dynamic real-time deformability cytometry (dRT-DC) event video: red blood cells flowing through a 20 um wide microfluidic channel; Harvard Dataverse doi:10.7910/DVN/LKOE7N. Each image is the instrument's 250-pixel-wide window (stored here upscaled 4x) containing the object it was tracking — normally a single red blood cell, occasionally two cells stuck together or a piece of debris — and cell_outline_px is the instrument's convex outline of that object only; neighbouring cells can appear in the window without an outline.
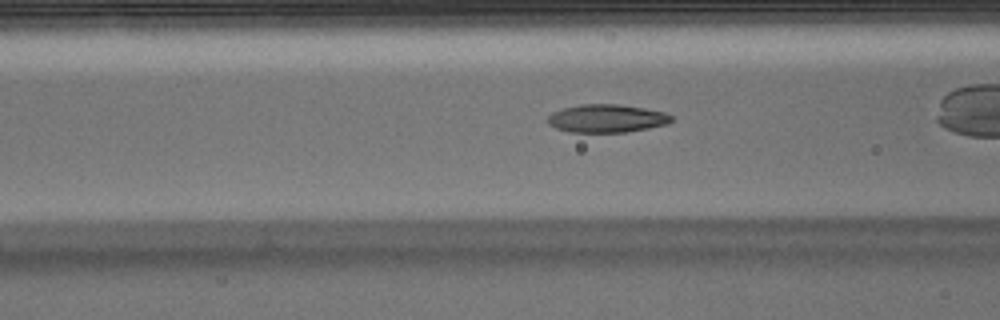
{"species": "Egyptian fruit bat (a non-hibernating species)", "species_latin": "Rousettus aegyptiacus", "temperature_condition": "warm", "stored_images_in_passage": 31, "camera_frame_rate_fps": 3000, "um_per_image_px": 0.085, "animal": {"sex": "male"}, "frame": {"image": 1, "passage_image": 10, "time_ms": 3.0, "image_size_px": [1000, 320], "cell_outline_px": [[672, 120], [668, 124], [648, 128], [624, 132], [568, 132], [556, 128], [548, 124], [544, 120], [552, 112], [564, 108], [580, 104], [620, 104], [644, 108], [664, 112], [672, 116]], "centroid_in_image_um": [51.53, 10.06], "position_along_channel_um": 115.1, "area_um2": 20.35}}